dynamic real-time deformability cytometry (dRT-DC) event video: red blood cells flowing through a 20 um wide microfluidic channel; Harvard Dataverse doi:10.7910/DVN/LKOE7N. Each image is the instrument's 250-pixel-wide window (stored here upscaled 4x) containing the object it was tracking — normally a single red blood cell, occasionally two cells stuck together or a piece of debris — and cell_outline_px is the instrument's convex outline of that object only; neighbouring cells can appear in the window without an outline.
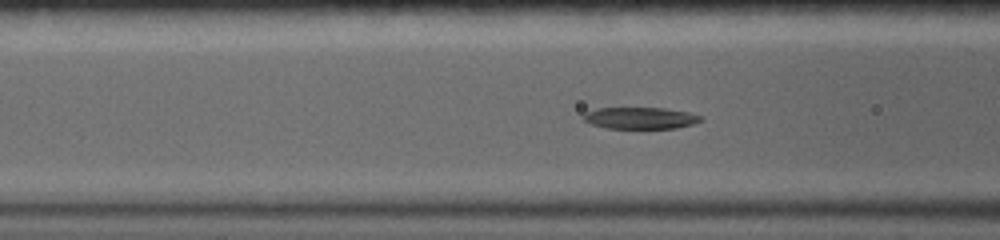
{"species": "common noctule bat (a hibernating species)", "species_latin": "Nyctalus noctula", "temperature_condition": "warm", "stored_images_in_passage": 58, "segment_of_instrument_passage": [2, 2], "camera_frame_rate_fps": 5000, "um_per_image_px": 0.085, "animal": {"sex": "female", "body_mass_g": 19.0, "forearm_length_mm": 56.7}, "frame": {"image": 1, "passage_image": 19, "time_ms": 5.0, "image_size_px": [1000, 240], "cell_outline_px": [[704, 120], [692, 124], [676, 128], [608, 128], [592, 124], [584, 120], [584, 112], [596, 108], [664, 108], [688, 112], [704, 116]], "centroid_in_image_um": [54.47, 10.03], "position_along_channel_um": 112.1, "area_um2": 14.8}}
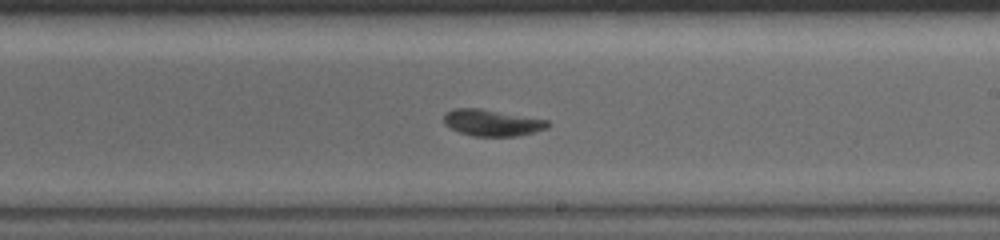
{"frame": {"image": 2, "passage_image": 32, "time_ms": 8.8, "image_size_px": [1000, 240], "cell_outline_px": [[552, 124], [548, 128], [516, 136], [472, 136], [460, 132], [444, 124], [444, 112], [452, 108], [480, 108], [548, 120]], "centroid_in_image_um": [41.81, 10.42], "position_along_channel_um": 247.2, "area_um2": 16.07}}
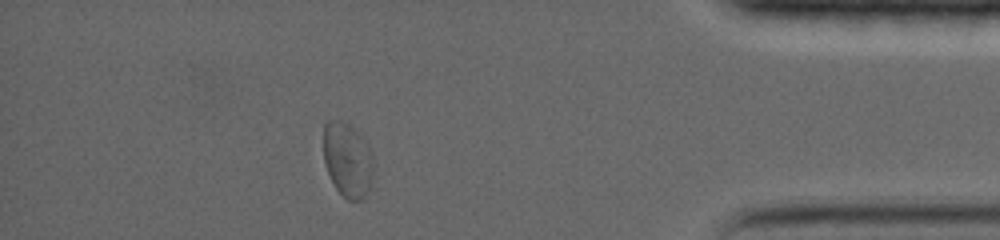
{"frame": {"image": 3, "passage_image": 52, "time_ms": 14.4, "image_size_px": [1000, 240], "cell_outline_px": [[372, 176], [364, 200], [348, 200], [336, 188], [328, 172], [324, 160], [324, 124], [328, 120], [340, 120], [348, 124], [364, 140], [372, 152]], "centroid_in_image_um": [29.53, 13.58], "position_along_channel_um": 405.7, "area_um2": 21.33}}